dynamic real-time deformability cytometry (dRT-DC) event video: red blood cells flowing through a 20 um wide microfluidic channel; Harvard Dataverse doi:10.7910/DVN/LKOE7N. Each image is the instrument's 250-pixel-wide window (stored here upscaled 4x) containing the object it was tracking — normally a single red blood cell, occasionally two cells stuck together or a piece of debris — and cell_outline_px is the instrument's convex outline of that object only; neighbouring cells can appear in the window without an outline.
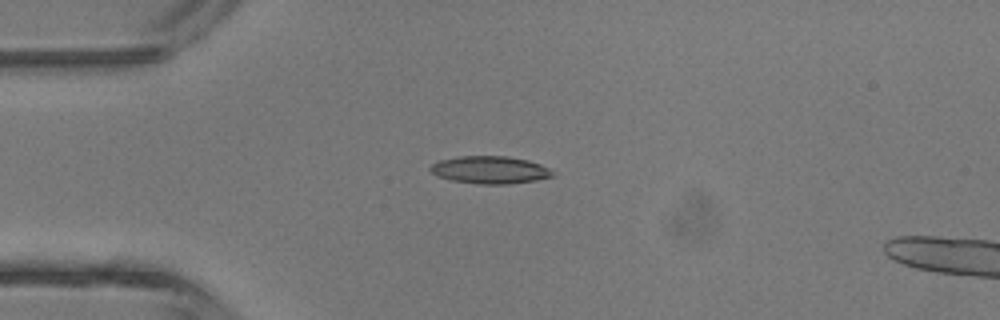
{"species": "common noctule bat (a hibernating species)", "species_latin": "Nyctalus noctula", "temperature_condition": "room temperature", "stored_images_in_passage": 5, "camera_frame_rate_fps": 3000, "um_per_image_px": 0.085, "animal": {"sex": "male", "body_mass_g": 13.3}, "frame": {"image": 1, "passage_image": 4, "time_ms": 3.667, "image_size_px": [1000, 320], "cell_outline_px": [[556, 176], [536, 180], [508, 184], [476, 184], [452, 180], [436, 176], [428, 168], [432, 164], [440, 160], [456, 156], [508, 156], [528, 160], [540, 164], [556, 172]], "centroid_in_image_um": [41.67, 14.44], "position_along_channel_um": 43.3, "area_um2": 19.83}}